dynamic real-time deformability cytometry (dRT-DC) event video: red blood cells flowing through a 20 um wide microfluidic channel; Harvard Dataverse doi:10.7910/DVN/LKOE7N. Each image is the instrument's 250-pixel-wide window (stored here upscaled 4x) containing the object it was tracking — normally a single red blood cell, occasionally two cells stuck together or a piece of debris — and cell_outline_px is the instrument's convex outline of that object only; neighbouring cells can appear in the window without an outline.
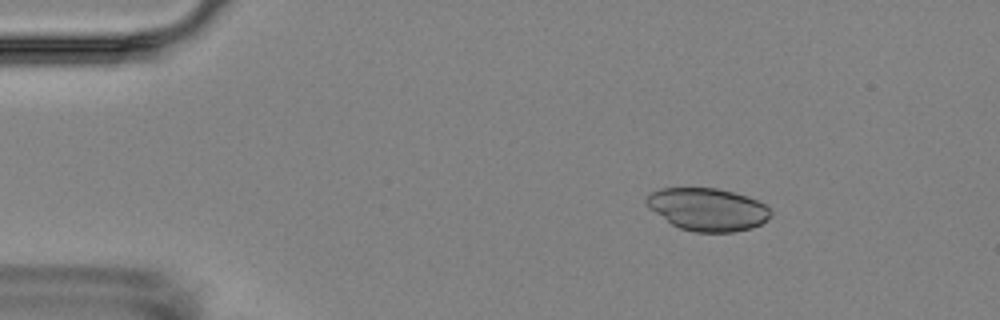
{"species": "Egyptian fruit bat (a non-hibernating species)", "species_latin": "Rousettus aegyptiacus", "temperature_condition": "room temperature", "stored_images_in_passage": 4, "camera_frame_rate_fps": 3000, "um_per_image_px": 0.085, "animal": {"sex": "female"}, "frame": {"image": 1, "passage_image": 1, "time_ms": 0.0, "image_size_px": [1000, 320], "cell_outline_px": [[772, 216], [760, 224], [752, 228], [732, 232], [696, 232], [680, 228], [672, 224], [648, 208], [644, 204], [644, 200], [652, 192], [660, 188], [716, 188], [732, 192], [756, 200], [764, 204], [772, 212]], "centroid_in_image_um": [60.12, 17.8], "position_along_channel_um": 24.9, "area_um2": 30.75}}